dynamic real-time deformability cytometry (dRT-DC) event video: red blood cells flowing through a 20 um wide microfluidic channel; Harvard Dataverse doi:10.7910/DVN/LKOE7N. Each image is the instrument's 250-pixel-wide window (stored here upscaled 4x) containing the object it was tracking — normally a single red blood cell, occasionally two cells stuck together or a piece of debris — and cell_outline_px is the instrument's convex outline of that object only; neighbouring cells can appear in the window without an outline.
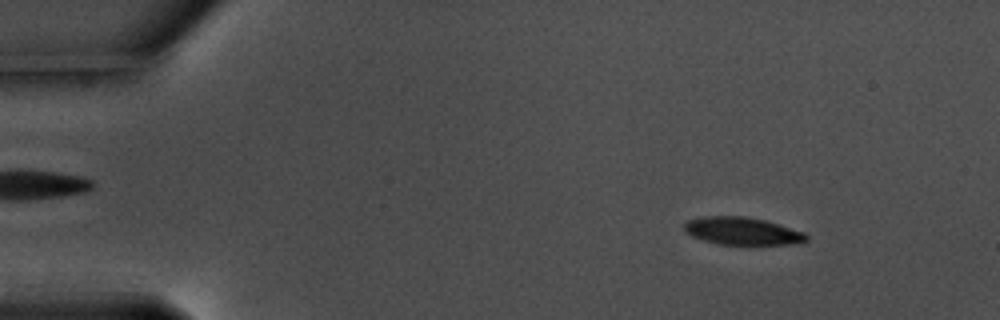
{"species": "common noctule bat (a hibernating species)", "species_latin": "Nyctalus noctula", "temperature_condition": "warm", "stored_images_in_passage": 57, "camera_frame_rate_fps": 3000, "um_per_image_px": 0.085, "animal": {"sex": "male", "body_mass_g": 17.5, "forearm_length_mm": 52.3}, "frame": {"image": 1, "passage_image": 7, "time_ms": 2.0, "image_size_px": [1000, 320], "cell_outline_px": [[808, 240], [788, 244], [720, 244], [704, 240], [692, 236], [684, 228], [684, 224], [688, 220], [704, 216], [744, 216], [764, 220], [804, 232], [808, 236]], "centroid_in_image_um": [63.08, 19.63], "position_along_channel_um": 21.9, "area_um2": 19.25}}
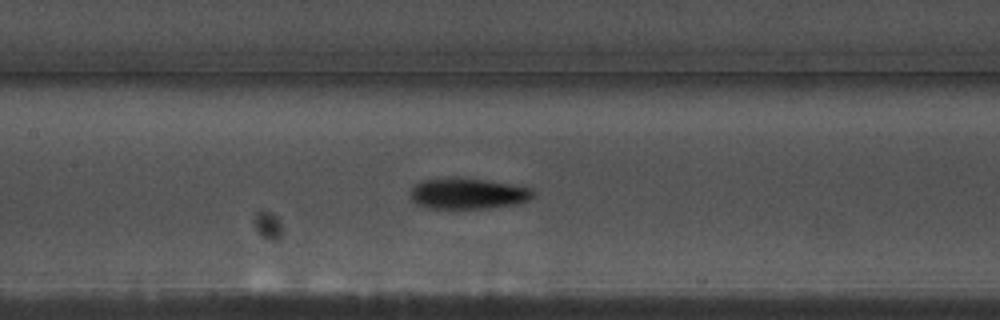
{"frame": {"image": 2, "passage_image": 27, "time_ms": 8.667, "image_size_px": [1000, 320], "cell_outline_px": [[536, 192], [528, 200], [516, 204], [492, 208], [428, 208], [416, 204], [408, 196], [408, 192], [416, 184], [424, 180], [456, 176], [484, 180], [532, 188]], "centroid_in_image_um": [39.73, 16.45], "position_along_channel_um": 167.7, "area_um2": 22.31}}
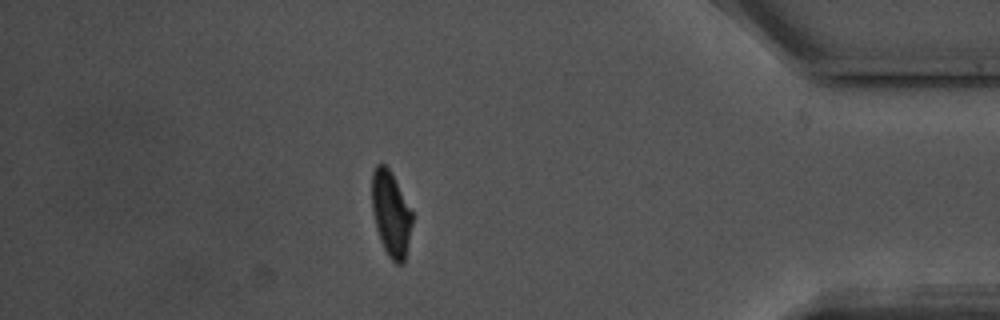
{"frame": {"image": 3, "passage_image": 50, "time_ms": 16.333, "image_size_px": [1000, 320], "cell_outline_px": [[412, 224], [404, 260], [400, 264], [396, 264], [388, 256], [380, 240], [376, 228], [372, 212], [372, 172], [376, 164], [384, 164], [388, 168], [412, 212]], "centroid_in_image_um": [33.2, 18.18], "position_along_channel_um": 402.0, "area_um2": 19.59}, "authors_computed_cell_mechanics": {"area_um2": 20.9236, "velocity_mm_per_s": 3.5494, "shape_relaxation_time_tau1_ms": 2.668, "shape_relaxation_time_tau2_ms": 5.9788, "deformation_change_tau1": 0.1462, "deformation_change_tau2": 0.0988}}